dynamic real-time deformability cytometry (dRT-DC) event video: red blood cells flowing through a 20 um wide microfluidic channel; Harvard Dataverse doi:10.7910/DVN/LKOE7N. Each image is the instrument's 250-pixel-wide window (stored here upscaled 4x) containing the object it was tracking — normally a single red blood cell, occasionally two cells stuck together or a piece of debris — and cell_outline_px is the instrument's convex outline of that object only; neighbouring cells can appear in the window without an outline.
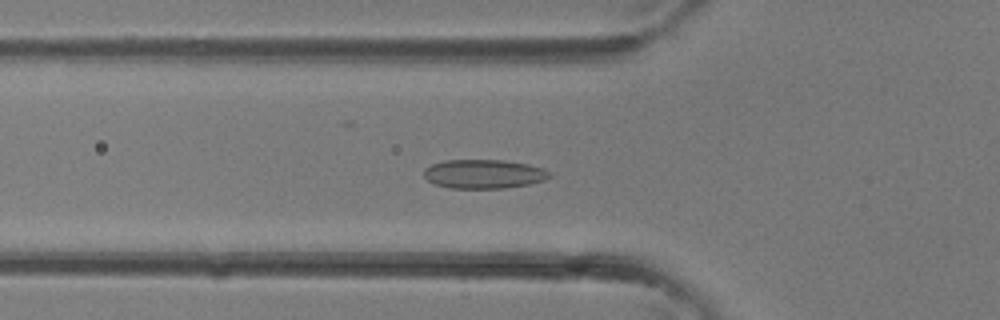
{"species": "common noctule bat (a hibernating species)", "species_latin": "Nyctalus noctula", "temperature_condition": "room temperature", "stored_images_in_passage": 37, "camera_frame_rate_fps": 3000, "um_per_image_px": 0.085, "animal": {"sex": "female"}, "frame": {"image": 1, "passage_image": 13, "time_ms": 4.0, "image_size_px": [1000, 320], "cell_outline_px": [[552, 176], [544, 180], [528, 184], [504, 188], [452, 188], [436, 184], [428, 180], [424, 176], [424, 168], [432, 164], [444, 160], [504, 160], [528, 164], [544, 168], [552, 172]], "centroid_in_image_um": [41.15, 14.78], "position_along_channel_um": 84.6, "area_um2": 21.27}}
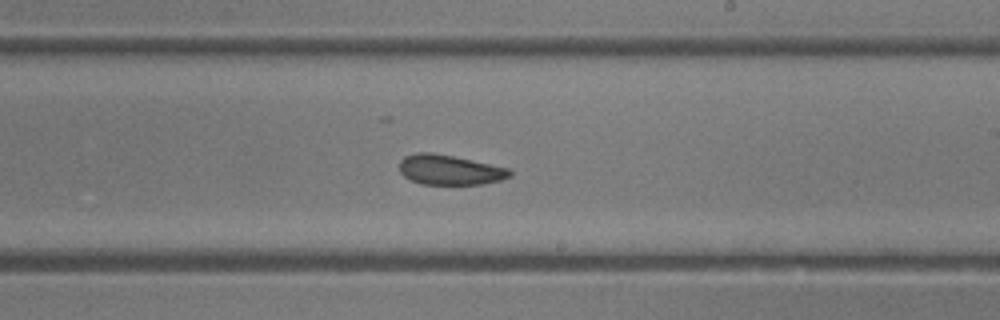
{"frame": {"image": 2, "passage_image": 22, "time_ms": 7.0, "image_size_px": [1000, 320], "cell_outline_px": [[512, 176], [500, 180], [484, 184], [424, 184], [412, 180], [404, 176], [400, 172], [400, 160], [404, 156], [416, 152], [428, 152], [452, 156], [472, 160], [508, 168], [512, 172]], "centroid_in_image_um": [38.22, 14.44], "position_along_channel_um": 250.8, "area_um2": 19.13}}
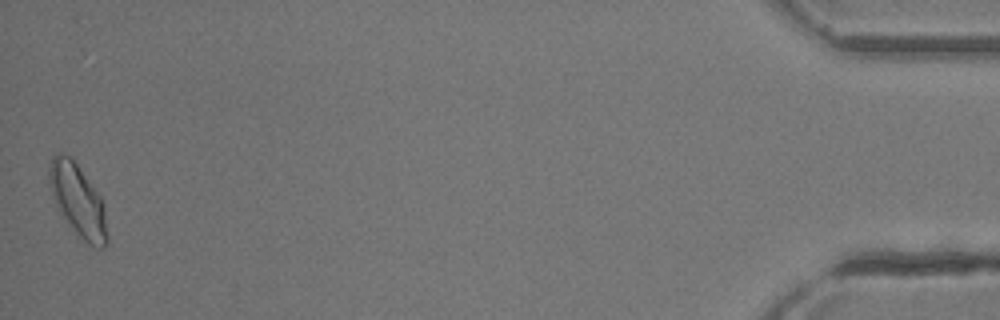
{"frame": {"image": 3, "passage_image": 37, "time_ms": 12.0, "image_size_px": [1000, 320], "cell_outline_px": [[108, 244], [104, 248], [96, 248], [88, 244], [76, 232], [60, 212], [56, 204], [48, 180], [48, 168], [52, 156], [56, 152], [60, 152], [68, 156], [76, 164], [100, 196], [104, 204], [108, 236]], "centroid_in_image_um": [6.63, 17.05], "position_along_channel_um": 428.6, "area_um2": 24.04}}